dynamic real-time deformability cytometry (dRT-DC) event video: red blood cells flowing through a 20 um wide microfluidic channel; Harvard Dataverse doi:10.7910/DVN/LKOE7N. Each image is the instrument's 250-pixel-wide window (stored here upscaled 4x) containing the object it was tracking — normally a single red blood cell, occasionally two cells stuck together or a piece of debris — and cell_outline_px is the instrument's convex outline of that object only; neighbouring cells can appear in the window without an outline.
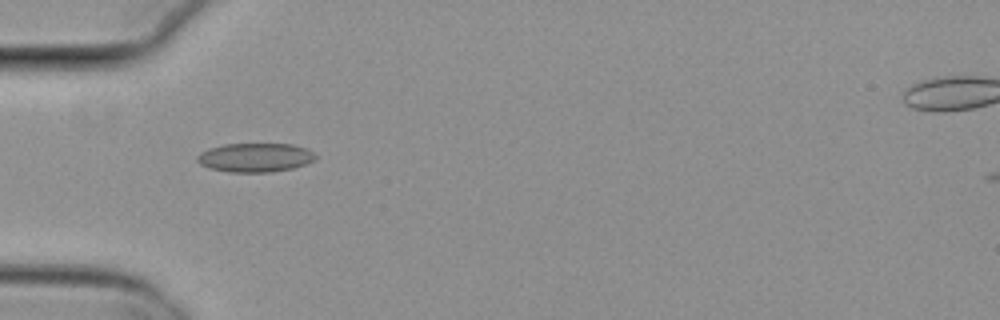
{"species": "common noctule bat (a hibernating species)", "species_latin": "Nyctalus noctula", "temperature_condition": "cold", "stored_images_in_passage": 6, "camera_frame_rate_fps": 3000, "um_per_image_px": 0.085, "animal": {"sex": "female", "body_mass_g": 29.2, "forearm_length_mm": 56.3}, "frame": {"image": 1, "passage_image": 2, "time_ms": 0.333, "image_size_px": [1000, 320], "cell_outline_px": [[316, 156], [312, 160], [304, 164], [292, 168], [272, 172], [228, 172], [208, 168], [200, 164], [196, 160], [196, 156], [200, 152], [208, 148], [224, 144], [292, 144], [308, 148]], "centroid_in_image_um": [21.63, 13.38], "position_along_channel_um": 63.4, "area_um2": 20.0}}
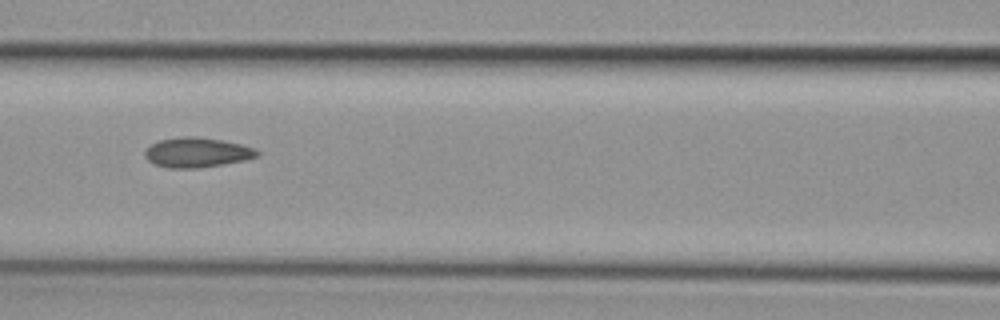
{"frame": {"image": 2, "passage_image": 4, "time_ms": 1.0, "image_size_px": [1000, 320], "cell_outline_px": [[260, 156], [244, 160], [200, 168], [168, 168], [152, 164], [144, 156], [144, 152], [152, 144], [160, 140], [184, 136], [196, 136], [220, 140], [240, 144], [256, 148], [260, 152]], "centroid_in_image_um": [16.75, 12.97], "position_along_channel_um": 149.9, "area_um2": 19.54}}
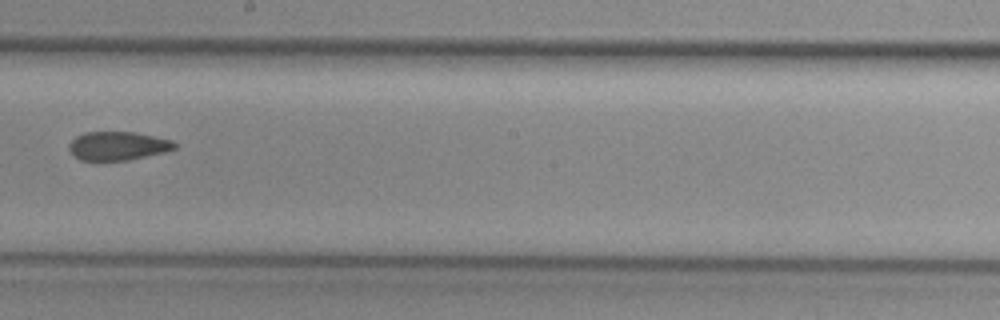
{"frame": {"image": 3, "passage_image": 6, "time_ms": 1.667, "image_size_px": [1000, 320], "cell_outline_px": [[176, 148], [164, 152], [128, 160], [80, 160], [68, 148], [68, 144], [76, 136], [84, 132], [136, 132], [172, 140], [176, 144]], "centroid_in_image_um": [10.01, 12.39], "position_along_channel_um": 238.2, "area_um2": 17.51}}